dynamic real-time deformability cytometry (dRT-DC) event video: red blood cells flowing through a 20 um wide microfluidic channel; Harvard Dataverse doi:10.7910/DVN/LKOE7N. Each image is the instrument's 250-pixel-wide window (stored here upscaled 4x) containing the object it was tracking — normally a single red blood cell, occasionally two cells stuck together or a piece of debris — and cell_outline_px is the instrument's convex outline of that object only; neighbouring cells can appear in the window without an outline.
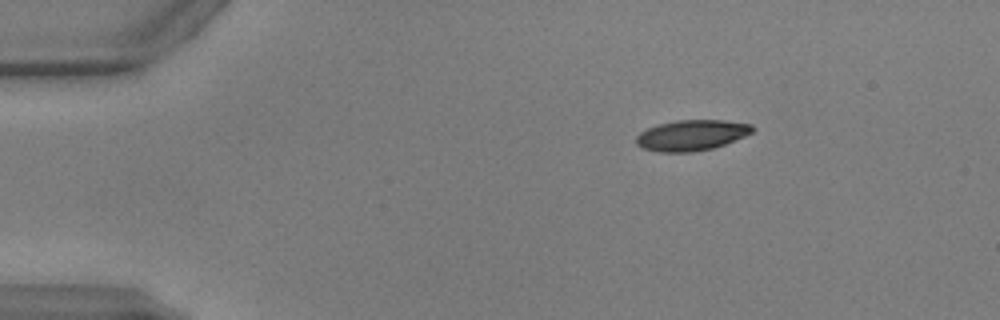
{"species": "common noctule bat (a hibernating species)", "species_latin": "Nyctalus noctula", "temperature_condition": "warm", "stored_images_in_passage": 45, "camera_frame_rate_fps": 3000, "um_per_image_px": 0.085, "animal": {"sex": "male", "body_mass_g": 17.9, "forearm_length_mm": 54.2}, "frame": {"image": 1, "passage_image": 1, "time_ms": 0.0, "image_size_px": [1000, 320], "cell_outline_px": [[756, 128], [752, 132], [744, 136], [724, 144], [712, 148], [692, 152], [660, 152], [640, 148], [636, 144], [636, 136], [640, 132], [648, 128], [660, 124], [676, 120], [724, 120], [752, 124]], "centroid_in_image_um": [58.77, 11.49], "position_along_channel_um": 26.2, "area_um2": 20.75}}
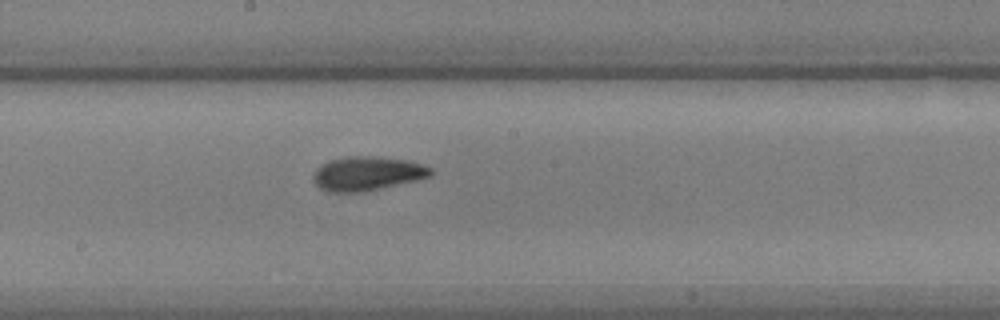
{"frame": {"image": 2, "passage_image": 21, "time_ms": 6.667, "image_size_px": [1000, 320], "cell_outline_px": [[432, 176], [416, 180], [364, 192], [328, 192], [320, 188], [312, 180], [312, 176], [316, 168], [320, 164], [328, 160], [348, 156], [372, 156], [408, 160], [432, 168]], "centroid_in_image_um": [31.17, 14.75], "position_along_channel_um": 217.0, "area_um2": 23.47}}
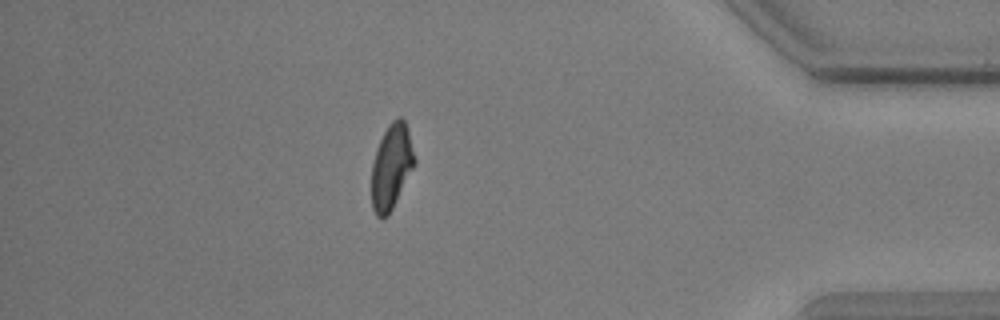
{"frame": {"image": 3, "passage_image": 38, "time_ms": 12.333, "image_size_px": [1000, 320], "cell_outline_px": [[416, 164], [388, 216], [384, 220], [380, 220], [376, 216], [372, 208], [372, 164], [376, 148], [388, 124], [392, 120], [400, 116], [404, 120], [408, 128], [416, 160]], "centroid_in_image_um": [33.28, 14.19], "position_along_channel_um": 401.9, "area_um2": 21.56}}